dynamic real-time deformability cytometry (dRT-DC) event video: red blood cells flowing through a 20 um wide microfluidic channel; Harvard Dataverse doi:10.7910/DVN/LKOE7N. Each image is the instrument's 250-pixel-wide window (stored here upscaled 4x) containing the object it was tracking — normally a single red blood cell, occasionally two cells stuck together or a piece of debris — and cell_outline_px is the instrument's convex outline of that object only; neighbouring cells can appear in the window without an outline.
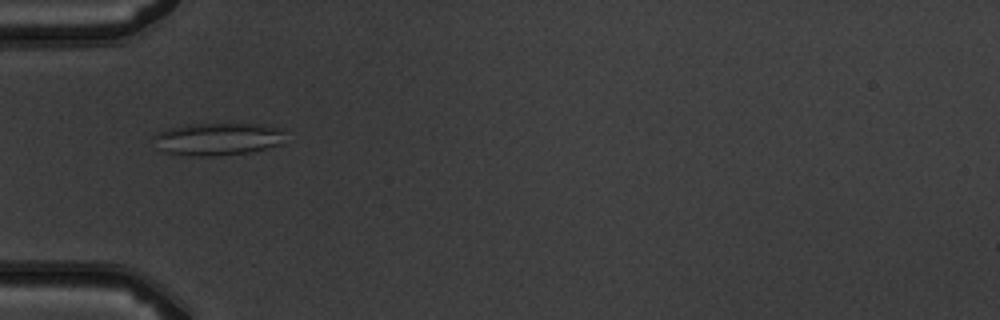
{"species": "common noctule bat (a hibernating species)", "species_latin": "Nyctalus noctula", "temperature_condition": "warm", "stored_images_in_passage": 3, "camera_frame_rate_fps": 3000, "um_per_image_px": 0.085, "animal": {"sex": "male", "body_mass_g": 19.5, "forearm_length_mm": 54.6}, "frame": {"image": 1, "passage_image": 1, "time_ms": 0.0, "image_size_px": [1000, 320], "cell_outline_px": [[280, 144], [252, 152], [216, 156], [192, 156], [168, 152], [160, 148], [152, 136], [156, 132], [168, 128], [192, 124], [260, 124], [280, 128]], "centroid_in_image_um": [18.46, 11.82], "position_along_channel_um": 66.5, "area_um2": 24.51}}
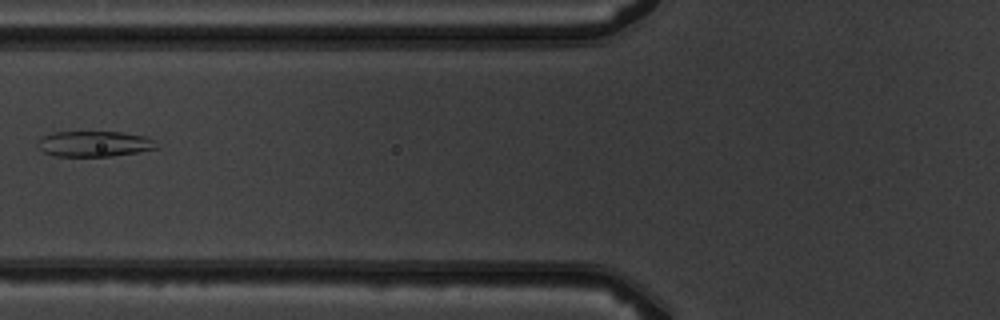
{"frame": {"image": 2, "passage_image": 2, "time_ms": 1.333, "image_size_px": [1000, 320], "cell_outline_px": [[160, 148], [112, 156], [52, 156], [44, 152], [40, 148], [40, 140], [44, 136], [52, 132], [124, 132], [144, 136], [156, 140]], "centroid_in_image_um": [8.09, 12.22], "position_along_channel_um": 117.7, "area_um2": 17.69}}